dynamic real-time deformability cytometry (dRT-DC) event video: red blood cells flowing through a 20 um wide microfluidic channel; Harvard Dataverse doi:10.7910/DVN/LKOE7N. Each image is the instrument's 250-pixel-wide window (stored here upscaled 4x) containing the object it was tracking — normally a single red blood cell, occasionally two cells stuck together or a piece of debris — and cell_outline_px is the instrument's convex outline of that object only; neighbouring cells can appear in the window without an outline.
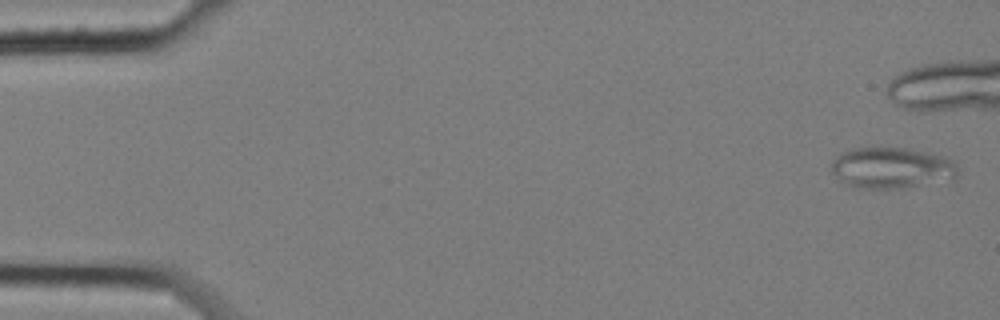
{"species": "common noctule bat (a hibernating species)", "species_latin": "Nyctalus noctula", "temperature_condition": "cold", "stored_images_in_passage": 8, "camera_frame_rate_fps": 3000, "um_per_image_px": 0.085, "animal": {"sex": "female", "body_mass_g": 25.1}, "frame": {"image": 1, "passage_image": 1, "time_ms": 0.0, "image_size_px": [1000, 320], "cell_outline_px": [[960, 176], [896, 188], [860, 188], [848, 184], [840, 180], [832, 172], [832, 160], [840, 152], [852, 148], [880, 144], [908, 148], [944, 156], [952, 160], [960, 168]], "centroid_in_image_um": [75.74, 14.19], "position_along_channel_um": 9.3, "area_um2": 30.63}}